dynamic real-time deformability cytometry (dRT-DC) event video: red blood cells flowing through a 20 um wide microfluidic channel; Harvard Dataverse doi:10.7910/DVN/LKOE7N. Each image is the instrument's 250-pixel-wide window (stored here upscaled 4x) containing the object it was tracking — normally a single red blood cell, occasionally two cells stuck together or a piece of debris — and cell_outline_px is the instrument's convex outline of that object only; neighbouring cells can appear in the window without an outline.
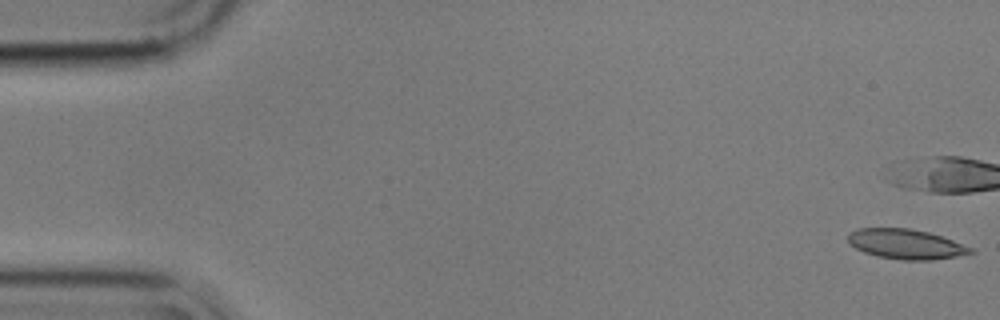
{"species": "common noctule bat (a hibernating species)", "species_latin": "Nyctalus noctula", "temperature_condition": "cold", "stored_images_in_passage": 19, "camera_frame_rate_fps": 3000, "um_per_image_px": 0.085, "animal": {"sex": "male", "body_mass_g": 17.9}, "frame": {"image": 1, "passage_image": 1, "time_ms": 0.0, "image_size_px": [1000, 320], "cell_outline_px": [[976, 252], [956, 256], [932, 260], [900, 260], [876, 256], [864, 252], [848, 244], [848, 232], [856, 228], [912, 228], [928, 232], [952, 240], [972, 248]], "centroid_in_image_um": [76.95, 20.74], "position_along_channel_um": 8.0, "area_um2": 21.44}}